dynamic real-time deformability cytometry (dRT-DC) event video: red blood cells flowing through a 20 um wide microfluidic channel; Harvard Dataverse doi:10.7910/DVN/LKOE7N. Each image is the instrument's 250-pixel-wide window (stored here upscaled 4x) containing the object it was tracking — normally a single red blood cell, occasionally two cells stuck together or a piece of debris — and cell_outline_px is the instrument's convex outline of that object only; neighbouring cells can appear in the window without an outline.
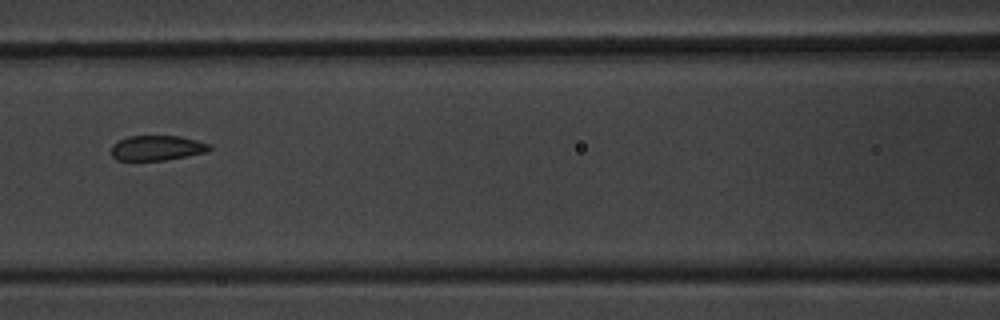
{"species": "common noctule bat (a hibernating species)", "species_latin": "Nyctalus noctula", "temperature_condition": "warm", "stored_images_in_passage": 15, "camera_frame_rate_fps": 3000, "um_per_image_px": 0.085, "animal": {"sex": "male", "body_mass_g": 20.1, "forearm_length_mm": 53.5}, "frame": {"image": 1, "passage_image": 7, "time_ms": 8.333, "image_size_px": [1000, 320], "cell_outline_px": [[212, 148], [208, 152], [164, 160], [116, 160], [112, 156], [112, 144], [128, 136], [180, 136], [212, 144]], "centroid_in_image_um": [13.37, 12.57], "position_along_channel_um": 153.2, "area_um2": 14.33}}
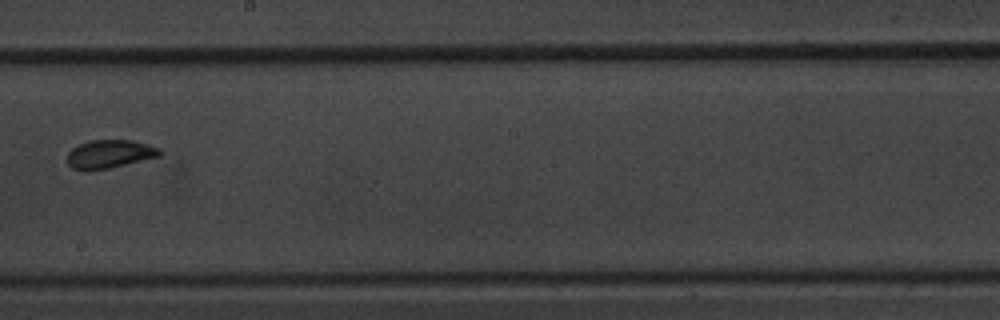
{"frame": {"image": 2, "passage_image": 9, "time_ms": 10.667, "image_size_px": [1000, 320], "cell_outline_px": [[160, 156], [108, 168], [88, 172], [84, 172], [72, 168], [68, 164], [68, 152], [72, 148], [88, 140], [132, 140], [160, 148]], "centroid_in_image_um": [9.26, 13.1], "position_along_channel_um": 238.9, "area_um2": 15.32}}
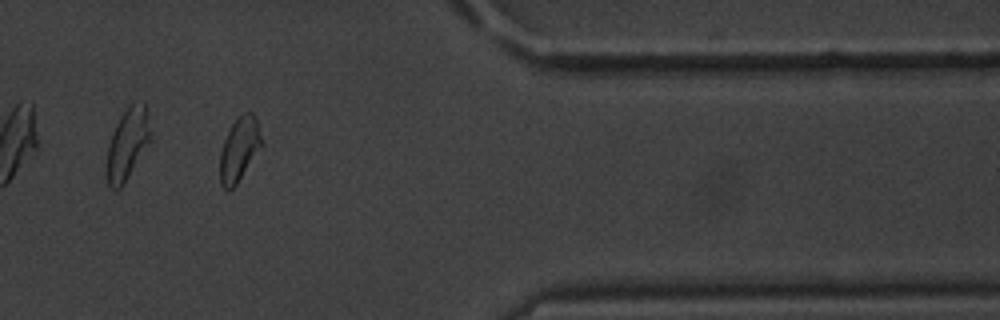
{"frame": {"image": 3, "passage_image": 13, "time_ms": 15.333, "image_size_px": [1000, 320], "cell_outline_px": [[264, 144], [236, 184], [228, 192], [220, 184], [220, 152], [224, 140], [236, 116], [244, 112], [252, 112], [256, 120]], "centroid_in_image_um": [20.34, 12.68], "position_along_channel_um": 391.1, "area_um2": 15.55}, "authors_computed_cell_mechanics": {"area_um2": 15.4904, "velocity_mm_per_s": 3.6682, "shape_relaxation_time_tau1_ms": 5.9729, "shape_relaxation_time_tau2_ms": 3.0279, "deformation_change_tau1": 0.1734, "deformation_change_tau2": 0.0774}}